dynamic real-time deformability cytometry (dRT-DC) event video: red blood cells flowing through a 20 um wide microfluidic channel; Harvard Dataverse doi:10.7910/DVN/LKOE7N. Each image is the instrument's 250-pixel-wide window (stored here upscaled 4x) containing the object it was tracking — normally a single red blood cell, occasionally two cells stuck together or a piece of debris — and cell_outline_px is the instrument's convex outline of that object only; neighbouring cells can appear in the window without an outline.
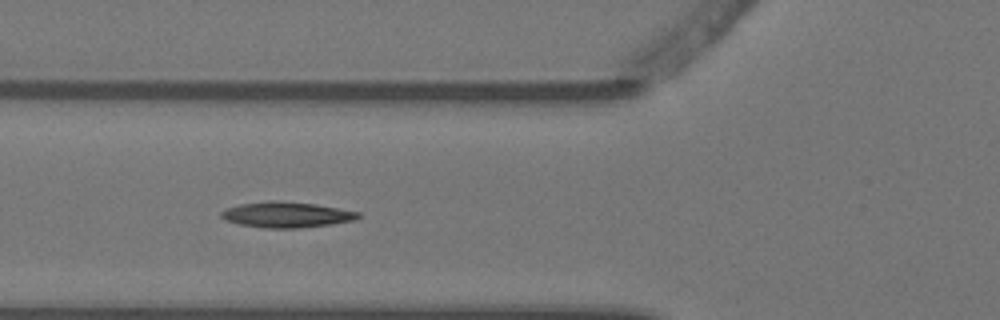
{"species": "Egyptian fruit bat (a non-hibernating species)", "species_latin": "Rousettus aegyptiacus", "temperature_condition": "warm", "stored_images_in_passage": 9, "camera_frame_rate_fps": 3000, "um_per_image_px": 0.085, "animal": {"sex": "female"}, "frame": {"image": 1, "passage_image": 6, "time_ms": 1.667, "image_size_px": [1000, 320], "cell_outline_px": [[360, 216], [356, 220], [332, 224], [300, 228], [264, 228], [240, 224], [228, 220], [220, 216], [220, 212], [228, 208], [240, 204], [268, 200], [276, 200], [316, 204], [360, 212]], "centroid_in_image_um": [24.38, 18.24], "position_along_channel_um": 101.4, "area_um2": 20.46}}
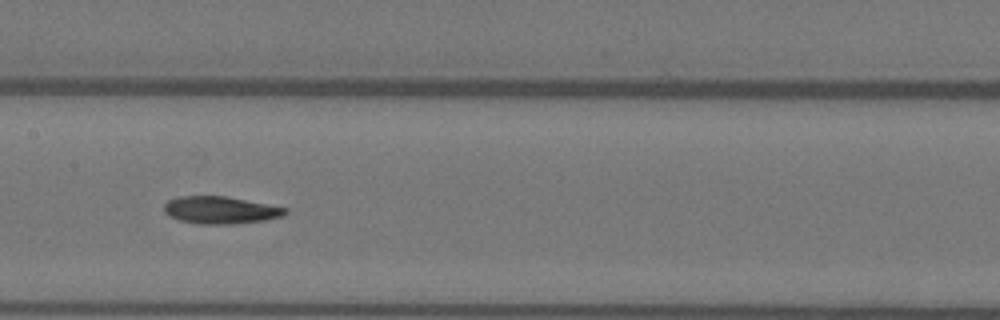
{"frame": {"image": 2, "passage_image": 8, "time_ms": 2.333, "image_size_px": [1000, 320], "cell_outline_px": [[288, 212], [284, 216], [264, 220], [232, 224], [200, 224], [180, 220], [168, 216], [164, 212], [164, 204], [168, 200], [180, 196], [224, 196], [288, 208]], "centroid_in_image_um": [18.73, 17.86], "position_along_channel_um": 188.7, "area_um2": 19.25}}
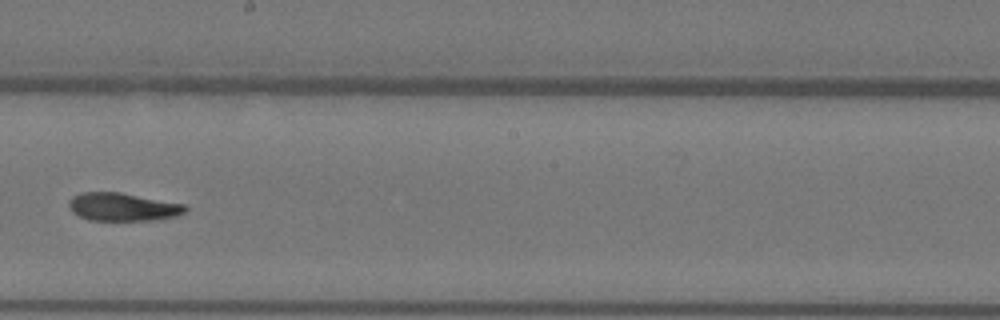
{"frame": {"image": 3, "passage_image": 9, "time_ms": 2.667, "image_size_px": [1000, 320], "cell_outline_px": [[188, 208], [184, 212], [176, 216], [160, 220], [88, 220], [72, 212], [68, 208], [68, 200], [72, 196], [80, 192], [120, 192], [184, 204]], "centroid_in_image_um": [10.4, 17.58], "position_along_channel_um": 237.8, "area_um2": 19.19}}